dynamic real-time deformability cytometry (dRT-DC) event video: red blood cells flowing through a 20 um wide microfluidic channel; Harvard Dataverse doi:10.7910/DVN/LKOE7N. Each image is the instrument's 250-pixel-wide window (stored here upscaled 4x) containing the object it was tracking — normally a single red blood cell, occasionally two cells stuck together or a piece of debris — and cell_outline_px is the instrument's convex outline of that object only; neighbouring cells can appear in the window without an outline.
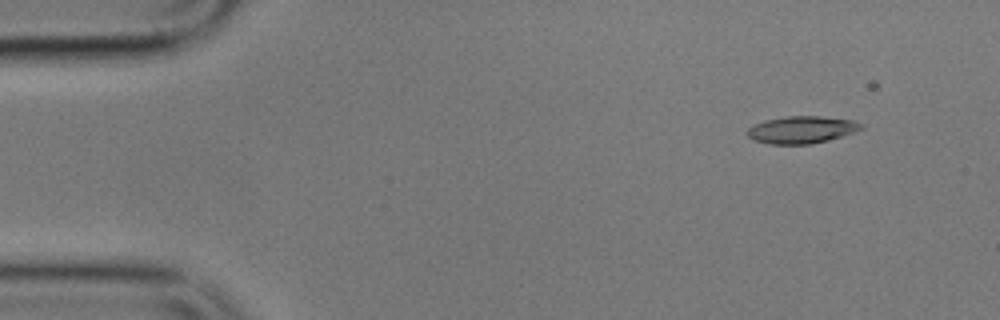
{"species": "common noctule bat (a hibernating species)", "species_latin": "Nyctalus noctula", "temperature_condition": "cold", "stored_images_in_passage": 15, "camera_frame_rate_fps": 3000, "um_per_image_px": 0.085, "animal": {"sex": "male", "body_mass_g": 17.9}, "frame": {"image": 1, "passage_image": 5, "time_ms": 1.333, "image_size_px": [1000, 320], "cell_outline_px": [[864, 128], [828, 140], [808, 144], [768, 144], [752, 140], [748, 136], [748, 128], [764, 120], [784, 116], [820, 116], [852, 120], [864, 124]], "centroid_in_image_um": [68.12, 11.02], "position_along_channel_um": 16.9, "area_um2": 17.98}}
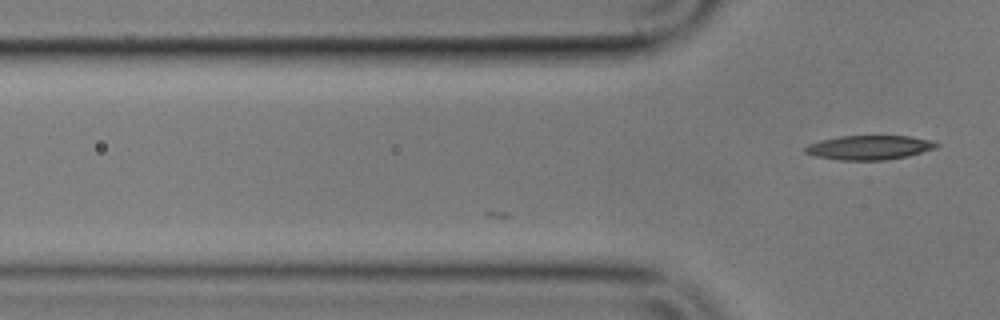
{"frame": {"image": 2, "passage_image": 15, "time_ms": 4.667, "image_size_px": [1000, 320], "cell_outline_px": [[940, 144], [936, 148], [908, 156], [884, 160], [840, 160], [816, 156], [804, 152], [804, 148], [808, 144], [820, 140], [840, 136], [908, 136], [936, 140]], "centroid_in_image_um": [73.93, 12.53], "position_along_channel_um": 51.9, "area_um2": 18.67}}